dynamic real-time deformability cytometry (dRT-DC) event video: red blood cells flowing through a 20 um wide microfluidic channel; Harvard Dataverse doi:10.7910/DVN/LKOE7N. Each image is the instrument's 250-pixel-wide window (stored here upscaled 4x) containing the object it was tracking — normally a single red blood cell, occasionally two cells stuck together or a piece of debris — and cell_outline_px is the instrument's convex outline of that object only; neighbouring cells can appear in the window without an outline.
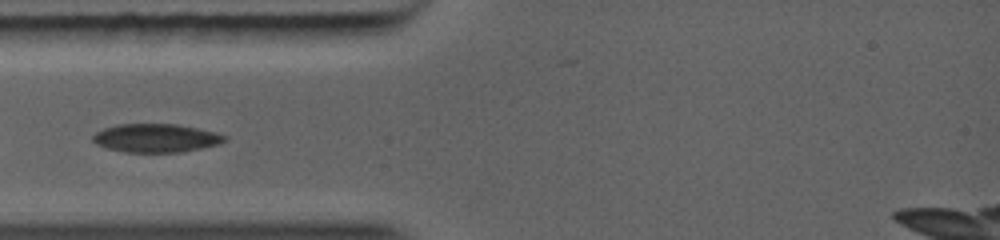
{"species": "common noctule bat (a hibernating species)", "species_latin": "Nyctalus noctula", "temperature_condition": "warm", "stored_images_in_passage": 32, "camera_frame_rate_fps": 5000, "um_per_image_px": 0.085, "animal": {"sex": "female", "body_mass_g": 19.0, "forearm_length_mm": 56.7}, "frame": {"image": 1, "passage_image": 1, "time_ms": 0.0, "image_size_px": [1000, 240], "cell_outline_px": [[228, 140], [220, 144], [180, 152], [124, 152], [108, 148], [96, 144], [92, 140], [92, 136], [96, 132], [104, 128], [116, 124], [176, 124], [216, 132], [228, 136]], "centroid_in_image_um": [13.27, 11.73], "position_along_channel_um": 71.7, "area_um2": 21.91}}
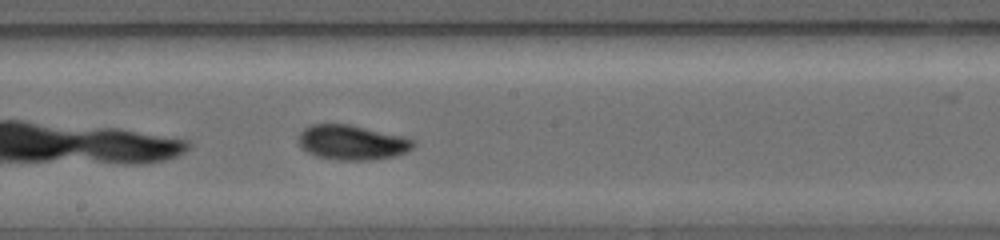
{"frame": {"image": 2, "passage_image": 17, "time_ms": 3.0, "image_size_px": [1000, 240], "cell_outline_px": [[416, 144], [412, 148], [404, 152], [392, 156], [368, 160], [340, 160], [316, 156], [300, 148], [300, 132], [304, 128], [312, 124], [352, 124], [416, 140]], "centroid_in_image_um": [29.9, 12.1], "position_along_channel_um": 218.3, "area_um2": 23.06}}
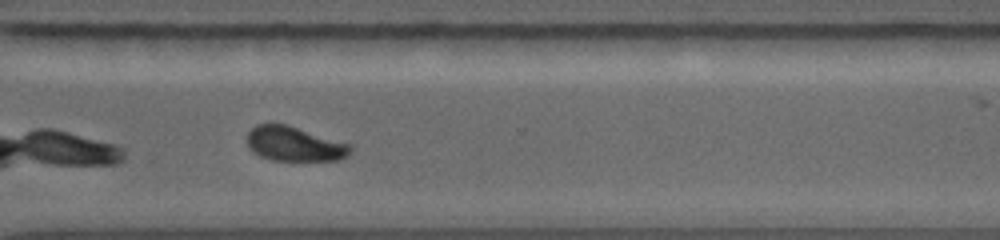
{"frame": {"image": 3, "passage_image": 31, "time_ms": 5.6, "image_size_px": [1000, 240], "cell_outline_px": [[352, 148], [348, 156], [340, 160], [272, 160], [260, 156], [248, 148], [248, 132], [256, 124], [288, 124], [352, 144]], "centroid_in_image_um": [25.06, 12.23], "position_along_channel_um": 345.5, "area_um2": 20.98}}